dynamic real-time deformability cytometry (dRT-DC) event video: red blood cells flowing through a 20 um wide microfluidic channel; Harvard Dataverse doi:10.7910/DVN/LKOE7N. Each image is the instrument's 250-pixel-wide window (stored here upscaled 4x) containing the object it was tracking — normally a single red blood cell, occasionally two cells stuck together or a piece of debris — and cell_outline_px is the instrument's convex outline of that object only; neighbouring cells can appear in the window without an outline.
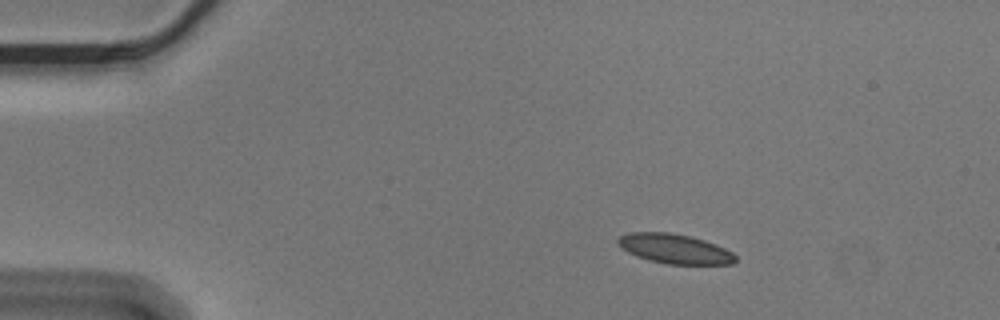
{"species": "Egyptian fruit bat (a non-hibernating species)", "species_latin": "Rousettus aegyptiacus", "temperature_condition": "cold", "stored_images_in_passage": 49, "camera_frame_rate_fps": 3000, "um_per_image_px": 0.085, "animal": {"sex": "male"}, "frame": {"image": 1, "passage_image": 1, "time_ms": 0.0, "image_size_px": [1000, 320], "cell_outline_px": [[736, 260], [732, 264], [668, 264], [648, 260], [636, 256], [628, 252], [616, 244], [616, 240], [620, 236], [628, 232], [668, 232], [692, 236], [716, 244], [732, 252], [736, 256]], "centroid_in_image_um": [57.32, 21.14], "position_along_channel_um": 27.7, "area_um2": 20.4}}
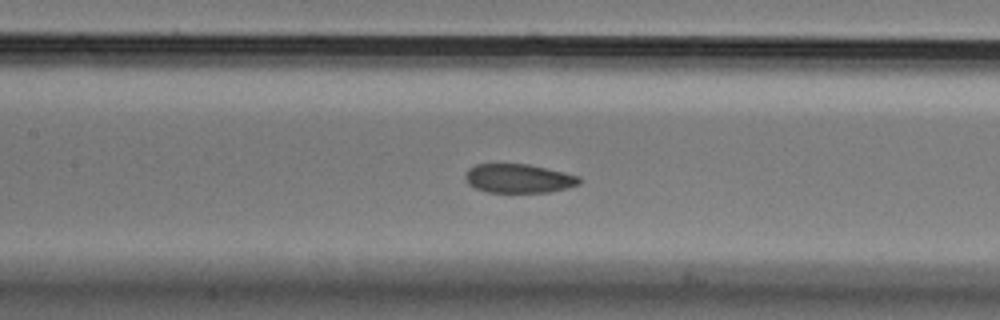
{"frame": {"image": 2, "passage_image": 18, "time_ms": 5.667, "image_size_px": [1000, 320], "cell_outline_px": [[580, 184], [568, 188], [548, 192], [488, 192], [476, 188], [468, 184], [464, 176], [468, 168], [476, 164], [528, 164], [564, 172], [580, 176]], "centroid_in_image_um": [44.08, 15.16], "position_along_channel_um": 163.3, "area_um2": 19.25}}
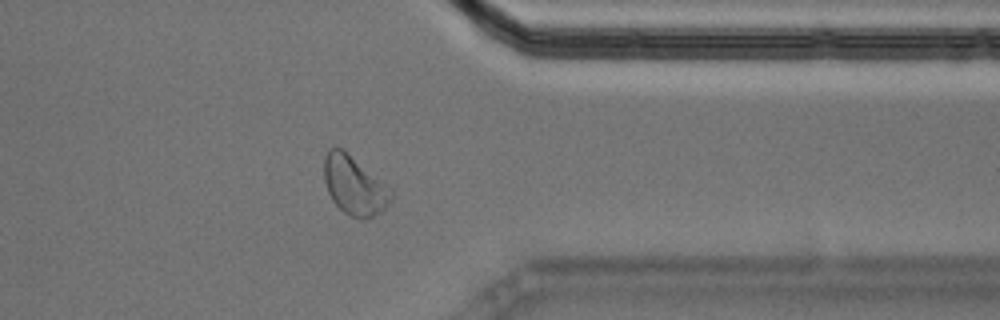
{"frame": {"image": 3, "passage_image": 37, "time_ms": 12.0, "image_size_px": [1000, 320], "cell_outline_px": [[392, 196], [388, 204], [380, 212], [364, 220], [352, 216], [344, 212], [332, 200], [328, 192], [324, 180], [324, 156], [328, 148], [344, 148], [384, 184], [392, 192]], "centroid_in_image_um": [30.07, 15.74], "position_along_channel_um": 381.3, "area_um2": 22.6}, "authors_computed_cell_mechanics": {"area_um2": 20.6346, "velocity_mm_per_s": 3.5481, "shape_relaxation_time_tau1_ms": 3.9092, "shape_relaxation_time_tau2_ms": 2.0089, "deformation_change_tau1": 0.097, "deformation_change_tau2": 0.0547}}